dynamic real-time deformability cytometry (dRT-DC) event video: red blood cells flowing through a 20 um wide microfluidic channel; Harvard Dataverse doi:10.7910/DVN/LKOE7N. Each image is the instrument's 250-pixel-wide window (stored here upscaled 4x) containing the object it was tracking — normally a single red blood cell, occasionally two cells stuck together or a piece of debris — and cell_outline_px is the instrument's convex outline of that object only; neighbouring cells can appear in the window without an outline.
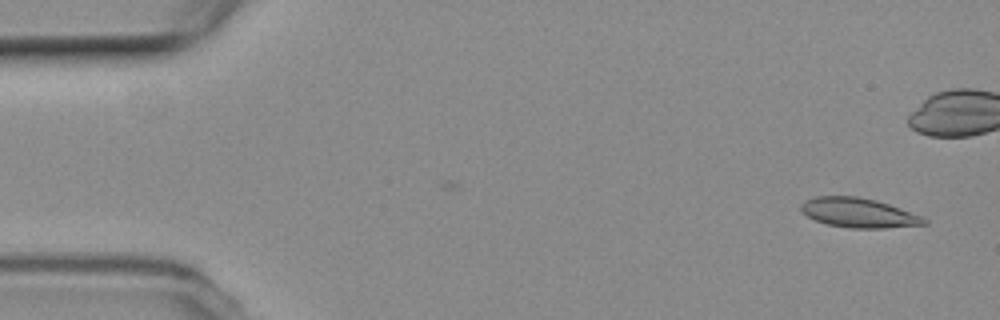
{"species": "common noctule bat (a hibernating species)", "species_latin": "Nyctalus noctula", "temperature_condition": "room temperature", "stored_images_in_passage": 3, "camera_frame_rate_fps": 3000, "um_per_image_px": 0.085, "animal": {"sex": "female", "body_mass_g": 19.3, "forearm_length_mm": 54.1}, "frame": {"image": 1, "passage_image": 3, "time_ms": 2.333, "image_size_px": [1000, 320], "cell_outline_px": [[928, 224], [884, 228], [848, 228], [828, 224], [816, 220], [808, 216], [800, 208], [800, 204], [804, 200], [816, 196], [856, 196], [876, 200], [900, 208], [920, 216], [928, 220]], "centroid_in_image_um": [72.97, 18.08], "position_along_channel_um": 12.0, "area_um2": 21.04}}